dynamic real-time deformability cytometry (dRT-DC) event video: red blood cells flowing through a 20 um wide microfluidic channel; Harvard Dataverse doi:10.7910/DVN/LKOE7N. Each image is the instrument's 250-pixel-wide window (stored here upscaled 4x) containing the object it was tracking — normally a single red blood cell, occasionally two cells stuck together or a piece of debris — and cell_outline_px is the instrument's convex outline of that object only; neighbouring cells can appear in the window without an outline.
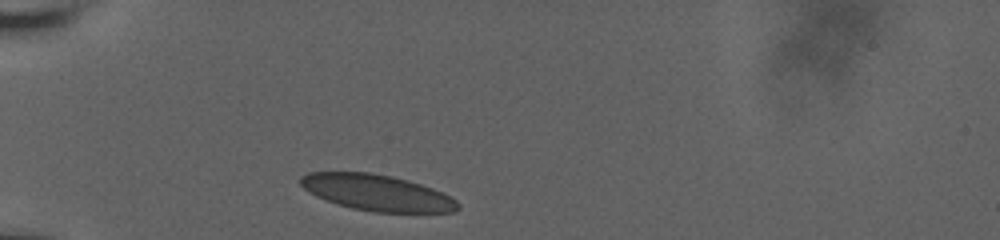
{"species": "human", "species_latin": "Homo sapiens", "temperature_condition": "room temperature", "stored_images_in_passage": 6, "camera_frame_rate_fps": 3000, "um_per_image_px": 0.085, "donor": {"sex": "male"}, "frame": {"image": 1, "passage_image": 1, "time_ms": 0.0, "image_size_px": [1000, 240], "cell_outline_px": [[460, 208], [456, 212], [376, 212], [352, 208], [336, 204], [324, 200], [308, 192], [300, 184], [300, 176], [308, 172], [368, 172], [392, 176], [408, 180], [432, 188], [456, 200], [460, 204]], "centroid_in_image_um": [32.01, 16.38], "position_along_channel_um": 53.0, "area_um2": 33.12}}
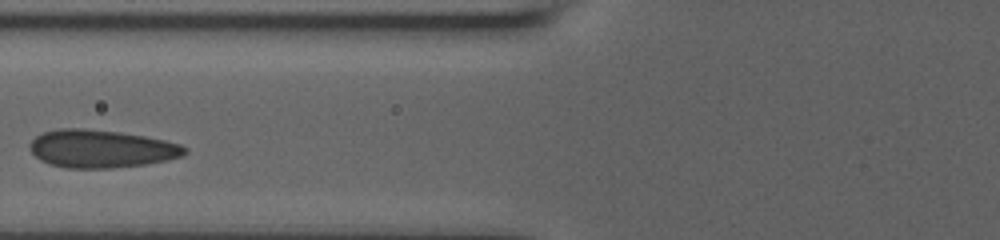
{"frame": {"image": 2, "passage_image": 4, "time_ms": 2.333, "image_size_px": [1000, 240], "cell_outline_px": [[188, 152], [184, 156], [168, 160], [144, 164], [112, 168], [64, 168], [40, 160], [28, 148], [28, 144], [36, 136], [44, 132], [60, 128], [84, 128], [120, 132], [144, 136], [164, 140], [180, 144], [188, 148]], "centroid_in_image_um": [8.61, 12.64], "position_along_channel_um": 117.2, "area_um2": 34.33}}
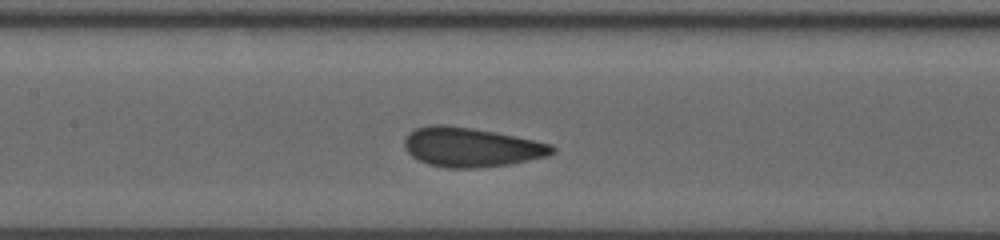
{"frame": {"image": 3, "passage_image": 6, "time_ms": 3.667, "image_size_px": [1000, 240], "cell_outline_px": [[556, 152], [548, 156], [512, 164], [480, 168], [444, 168], [428, 164], [416, 160], [404, 148], [404, 140], [408, 132], [416, 128], [432, 124], [444, 124], [472, 128], [496, 132], [516, 136], [552, 144], [556, 148]], "centroid_in_image_um": [40.05, 12.52], "position_along_channel_um": 167.3, "area_um2": 34.39}}